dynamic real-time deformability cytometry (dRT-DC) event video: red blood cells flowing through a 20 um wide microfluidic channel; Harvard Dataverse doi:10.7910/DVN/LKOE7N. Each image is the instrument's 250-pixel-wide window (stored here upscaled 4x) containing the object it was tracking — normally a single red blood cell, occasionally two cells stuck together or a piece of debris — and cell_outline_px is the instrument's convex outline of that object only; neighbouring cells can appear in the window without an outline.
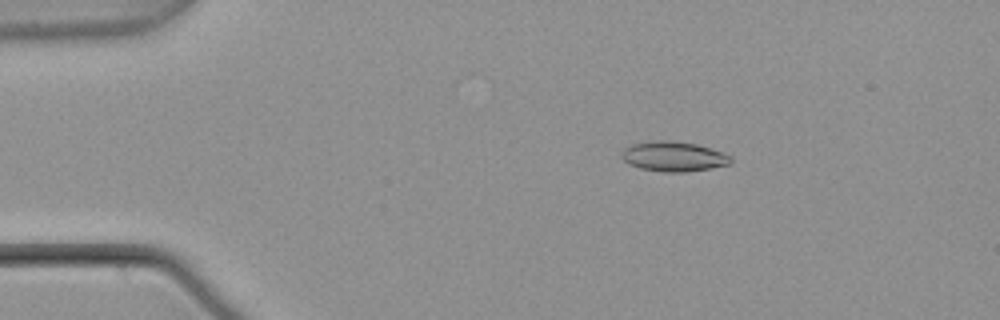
{"species": "common noctule bat (a hibernating species)", "species_latin": "Nyctalus noctula", "temperature_condition": "warm", "stored_images_in_passage": 48, "camera_frame_rate_fps": 3000, "um_per_image_px": 0.085, "animal": {"sex": "male", "body_mass_g": 21.5, "forearm_length_mm": 52.0}, "frame": {"image": 1, "passage_image": 3, "time_ms": 0.667, "image_size_px": [1000, 320], "cell_outline_px": [[732, 160], [728, 164], [712, 168], [688, 172], [664, 172], [640, 168], [628, 164], [620, 156], [620, 152], [624, 148], [632, 144], [660, 140], [664, 140], [696, 144], [724, 152], [732, 156]], "centroid_in_image_um": [57.25, 13.31], "position_along_channel_um": 27.7, "area_um2": 19.07}}
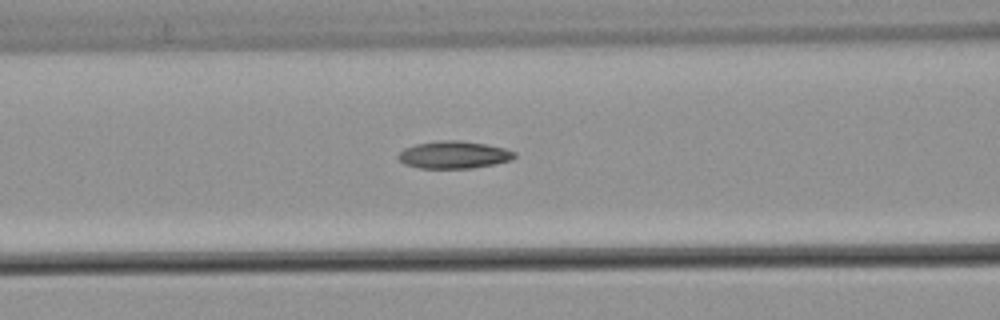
{"frame": {"image": 2, "passage_image": 16, "time_ms": 5.0, "image_size_px": [1000, 320], "cell_outline_px": [[516, 156], [512, 160], [496, 164], [472, 168], [420, 168], [404, 164], [396, 156], [404, 148], [416, 144], [440, 140], [460, 140], [484, 144], [504, 148], [516, 152]], "centroid_in_image_um": [38.59, 13.16], "position_along_channel_um": 128.0, "area_um2": 18.61}}
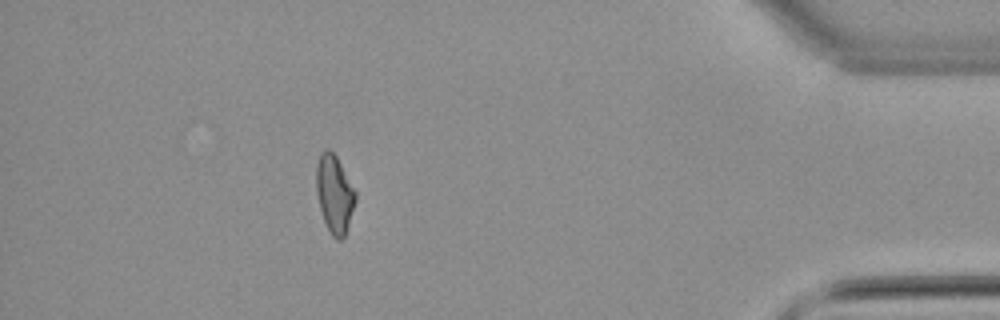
{"frame": {"image": 3, "passage_image": 42, "time_ms": 13.667, "image_size_px": [1000, 320], "cell_outline_px": [[356, 200], [344, 236], [340, 240], [336, 240], [332, 236], [324, 220], [320, 208], [316, 192], [316, 164], [320, 152], [324, 148], [328, 148], [336, 156], [356, 192]], "centroid_in_image_um": [28.41, 16.45], "position_along_channel_um": 406.8, "area_um2": 17.63}, "authors_computed_cell_mechanics": {"area_um2": 18.0914, "velocity_mm_per_s": 3.8009, "shape_relaxation_time_tau1_ms": null, "shape_relaxation_time_tau2_ms": 7.0895, "deformation_change_tau1": null, "deformation_change_tau2": 0.1562}}